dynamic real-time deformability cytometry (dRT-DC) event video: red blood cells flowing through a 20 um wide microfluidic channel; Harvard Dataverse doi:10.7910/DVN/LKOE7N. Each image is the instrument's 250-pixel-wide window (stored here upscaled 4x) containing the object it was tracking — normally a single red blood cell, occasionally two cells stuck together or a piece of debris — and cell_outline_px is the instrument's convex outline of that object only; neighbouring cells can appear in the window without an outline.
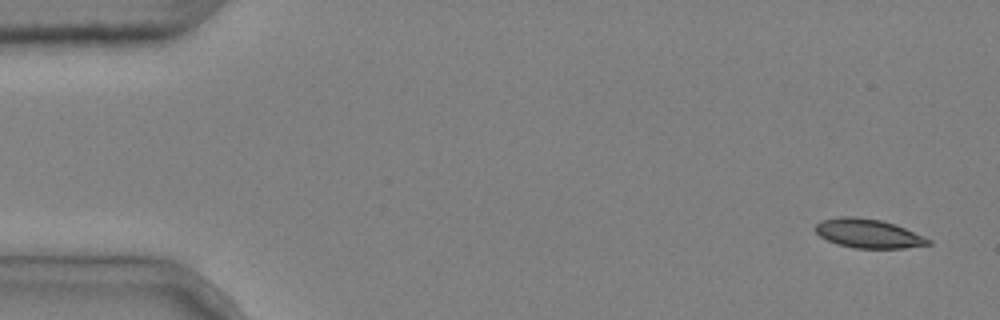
{"species": "common noctule bat (a hibernating species)", "species_latin": "Nyctalus noctula", "temperature_condition": "cold", "stored_images_in_passage": 4, "camera_frame_rate_fps": 3000, "um_per_image_px": 0.085, "animal": {"sex": "male", "body_mass_g": 20.4}, "frame": {"image": 1, "passage_image": 1, "time_ms": 0.0, "image_size_px": [1000, 320], "cell_outline_px": [[932, 244], [904, 248], [856, 248], [836, 244], [820, 236], [812, 228], [820, 220], [840, 216], [852, 216], [880, 220], [904, 228], [932, 240]], "centroid_in_image_um": [73.75, 19.84], "position_along_channel_um": 11.2, "area_um2": 19.02}}